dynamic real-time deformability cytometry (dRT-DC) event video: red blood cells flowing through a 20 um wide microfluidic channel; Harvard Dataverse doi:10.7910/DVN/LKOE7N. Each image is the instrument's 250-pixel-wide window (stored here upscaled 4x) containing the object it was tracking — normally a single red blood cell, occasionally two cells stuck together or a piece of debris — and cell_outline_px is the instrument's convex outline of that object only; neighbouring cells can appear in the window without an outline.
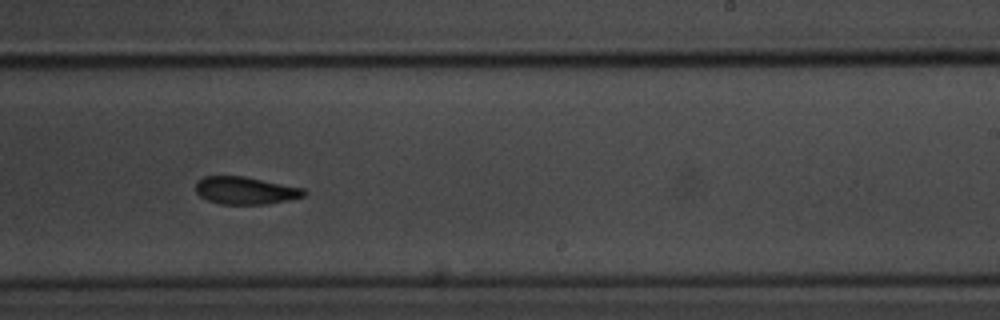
{"species": "common noctule bat (a hibernating species)", "species_latin": "Nyctalus noctula", "temperature_condition": "room temperature", "stored_images_in_passage": 29, "camera_frame_rate_fps": 3000, "um_per_image_px": 0.085, "animal": {"sex": "male", "body_mass_g": 20.1, "forearm_length_mm": 53.5}, "frame": {"image": 1, "passage_image": 13, "time_ms": 4.0, "image_size_px": [1000, 320], "cell_outline_px": [[308, 192], [304, 196], [288, 200], [268, 204], [220, 204], [208, 200], [200, 196], [196, 192], [196, 180], [204, 176], [244, 176], [304, 188]], "centroid_in_image_um": [20.86, 16.19], "position_along_channel_um": 268.1, "area_um2": 17.46}}